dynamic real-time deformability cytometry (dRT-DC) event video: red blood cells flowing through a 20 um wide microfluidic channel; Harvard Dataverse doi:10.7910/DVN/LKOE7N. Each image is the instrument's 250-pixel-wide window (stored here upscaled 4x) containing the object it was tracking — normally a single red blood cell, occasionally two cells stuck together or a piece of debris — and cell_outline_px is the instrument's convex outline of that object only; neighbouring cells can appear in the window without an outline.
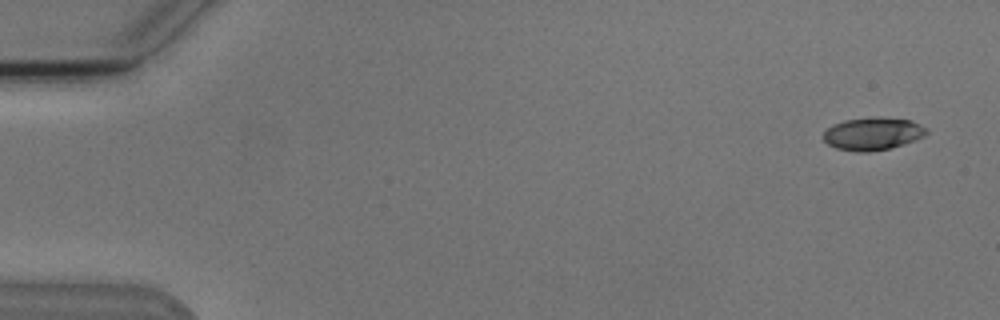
{"species": "Egyptian fruit bat (a non-hibernating species)", "species_latin": "Rousettus aegyptiacus", "temperature_condition": "cold", "stored_images_in_passage": 5, "camera_frame_rate_fps": 3000, "um_per_image_px": 0.085, "animal": {"sex": "male"}, "frame": {"image": 1, "passage_image": 1, "time_ms": 0.0, "image_size_px": [1000, 320], "cell_outline_px": [[928, 132], [924, 136], [888, 148], [868, 152], [856, 152], [836, 148], [828, 144], [824, 140], [824, 132], [832, 124], [844, 120], [908, 120], [920, 124], [928, 128]], "centroid_in_image_um": [74.14, 11.41], "position_along_channel_um": 10.9, "area_um2": 18.55}}
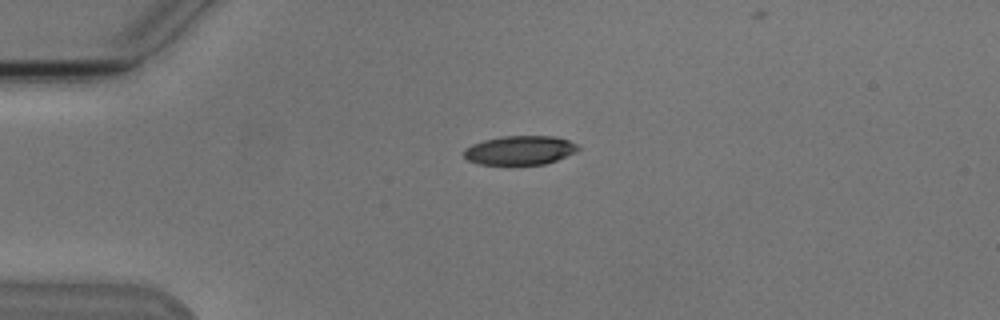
{"frame": {"image": 2, "passage_image": 4, "time_ms": 3.667, "image_size_px": [1000, 320], "cell_outline_px": [[580, 148], [576, 152], [556, 160], [544, 164], [512, 168], [476, 164], [468, 160], [464, 156], [464, 148], [472, 144], [484, 140], [504, 136], [556, 136], [568, 140], [576, 144]], "centroid_in_image_um": [44.15, 12.83], "position_along_channel_um": 40.9, "area_um2": 20.23}}